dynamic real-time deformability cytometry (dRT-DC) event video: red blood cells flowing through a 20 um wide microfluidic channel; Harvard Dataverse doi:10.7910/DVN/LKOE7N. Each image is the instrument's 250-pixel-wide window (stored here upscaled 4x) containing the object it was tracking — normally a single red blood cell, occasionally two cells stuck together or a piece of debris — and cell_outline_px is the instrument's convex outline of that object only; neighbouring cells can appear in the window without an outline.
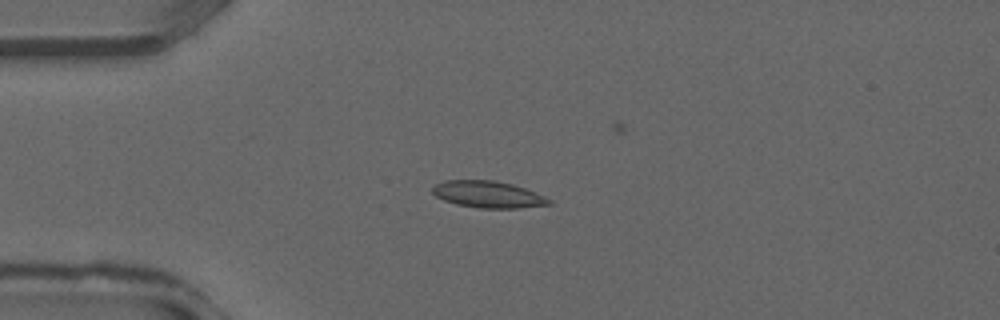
{"species": "common noctule bat (a hibernating species)", "species_latin": "Nyctalus noctula", "temperature_condition": "warm", "stored_images_in_passage": 32, "camera_frame_rate_fps": 3000, "um_per_image_px": 0.085, "animal": {"sex": "male", "forearm_length_mm": 52.5}, "frame": {"image": 1, "passage_image": 5, "time_ms": 1.333, "image_size_px": [1000, 320], "cell_outline_px": [[552, 204], [520, 208], [480, 208], [456, 204], [444, 200], [436, 196], [432, 192], [432, 188], [436, 184], [444, 180], [492, 180], [512, 184], [536, 192], [552, 200]], "centroid_in_image_um": [41.5, 16.52], "position_along_channel_um": 43.5, "area_um2": 18.15}}
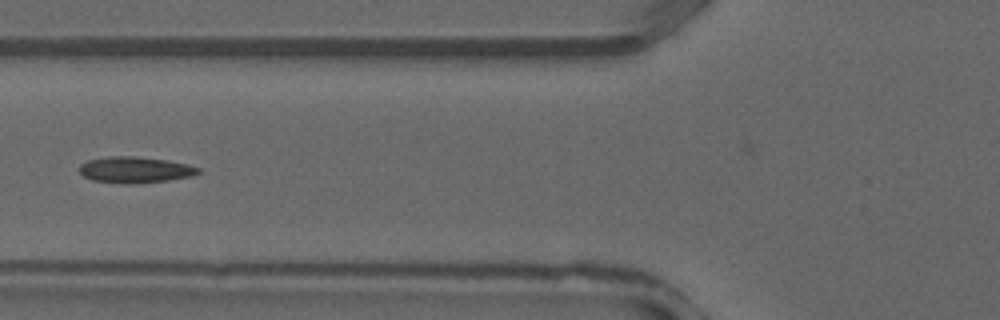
{"frame": {"image": 2, "passage_image": 10, "time_ms": 3.0, "image_size_px": [1000, 320], "cell_outline_px": [[200, 172], [192, 176], [168, 180], [132, 184], [128, 184], [92, 180], [84, 176], [80, 172], [80, 164], [88, 160], [108, 156], [136, 156], [168, 160], [188, 164], [200, 168]], "centroid_in_image_um": [11.49, 14.42], "position_along_channel_um": 114.3, "area_um2": 18.15}}
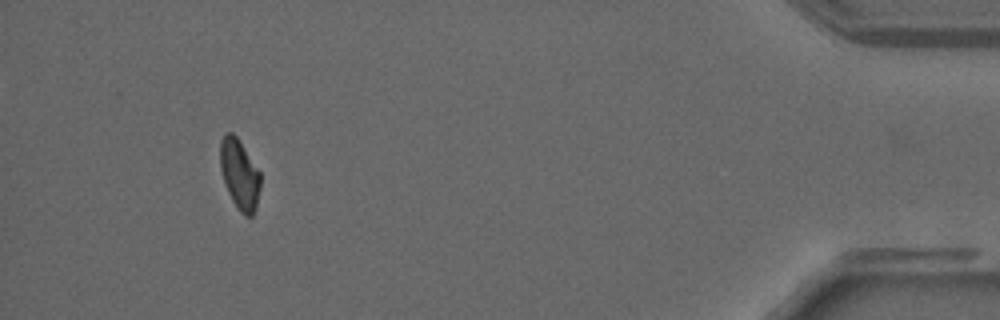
{"frame": {"image": 3, "passage_image": 30, "time_ms": 9.667, "image_size_px": [1000, 320], "cell_outline_px": [[260, 188], [256, 208], [252, 216], [244, 216], [240, 212], [232, 200], [224, 184], [220, 168], [220, 140], [224, 132], [232, 132], [236, 136], [260, 172]], "centroid_in_image_um": [20.34, 14.82], "position_along_channel_um": 414.9, "area_um2": 16.47}}